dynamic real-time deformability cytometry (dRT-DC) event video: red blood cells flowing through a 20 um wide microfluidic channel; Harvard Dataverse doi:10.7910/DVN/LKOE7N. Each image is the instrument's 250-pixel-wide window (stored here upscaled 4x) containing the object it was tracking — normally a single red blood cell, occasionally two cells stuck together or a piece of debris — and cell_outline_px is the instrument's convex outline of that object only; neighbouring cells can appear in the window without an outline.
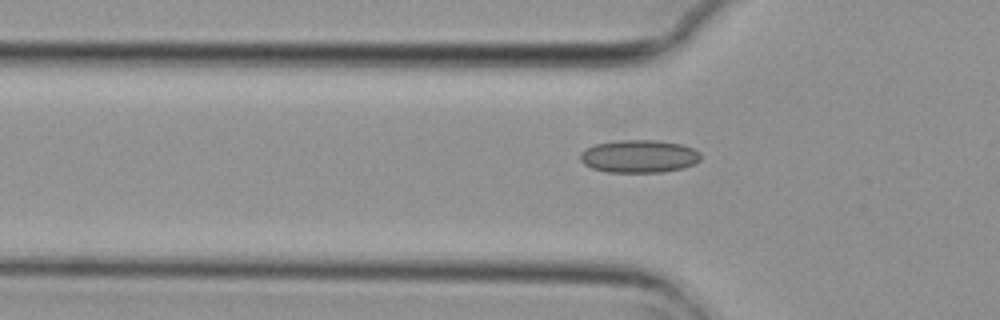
{"species": "common noctule bat (a hibernating species)", "species_latin": "Nyctalus noctula", "temperature_condition": "cold", "stored_images_in_passage": 4, "segment_of_instrument_passage": [2, 2], "camera_frame_rate_fps": 3000, "um_per_image_px": 0.085, "animal": {"sex": "female", "body_mass_g": 29.2, "forearm_length_mm": 56.3}, "frame": {"image": 1, "passage_image": 4, "time_ms": 1.0, "image_size_px": [1000, 320], "cell_outline_px": [[700, 160], [684, 168], [660, 172], [608, 172], [592, 168], [584, 164], [580, 160], [580, 152], [584, 148], [596, 144], [616, 140], [656, 140], [684, 144], [700, 152]], "centroid_in_image_um": [54.3, 13.27], "position_along_channel_um": 71.5, "area_um2": 23.18}}